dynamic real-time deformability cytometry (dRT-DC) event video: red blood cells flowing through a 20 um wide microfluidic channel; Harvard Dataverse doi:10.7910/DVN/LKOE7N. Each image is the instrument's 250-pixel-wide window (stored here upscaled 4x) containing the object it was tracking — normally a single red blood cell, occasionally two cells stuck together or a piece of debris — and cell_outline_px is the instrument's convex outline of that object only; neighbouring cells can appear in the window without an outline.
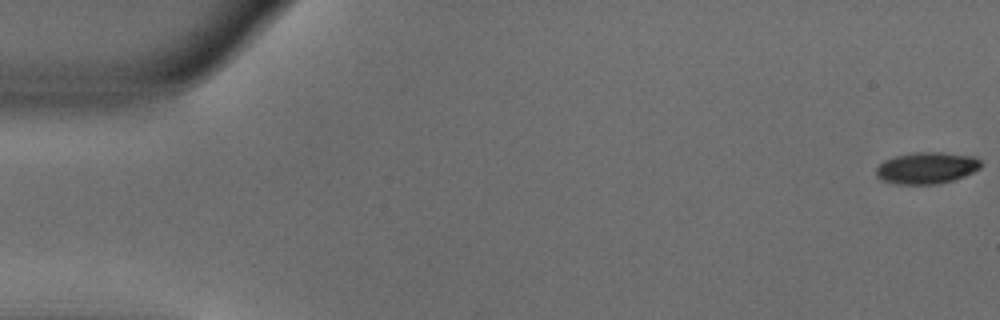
{"species": "common noctule bat (a hibernating species)", "species_latin": "Nyctalus noctula", "temperature_condition": "warm", "stored_images_in_passage": 14, "camera_frame_rate_fps": 3000, "um_per_image_px": 0.085, "animal": {"sex": "male", "body_mass_g": 18.8}, "frame": {"image": 1, "passage_image": 1, "time_ms": 0.0, "image_size_px": [1000, 320], "cell_outline_px": [[980, 168], [964, 176], [940, 184], [896, 184], [884, 180], [876, 176], [876, 168], [884, 160], [896, 156], [916, 152], [944, 152], [976, 156], [980, 160]], "centroid_in_image_um": [78.78, 14.27], "position_along_channel_um": 6.2, "area_um2": 19.31}}
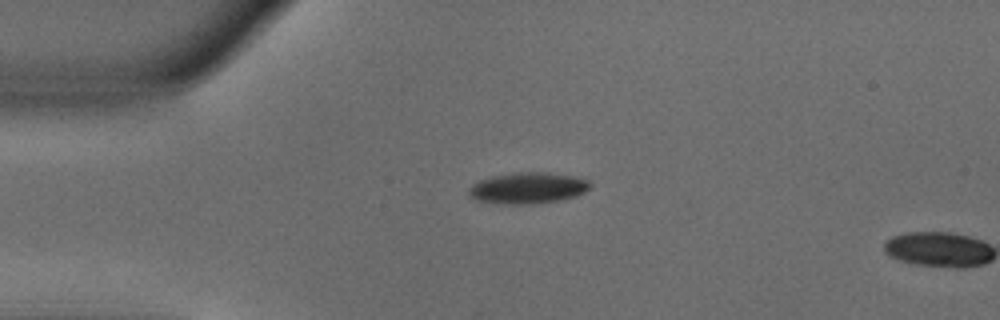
{"frame": {"image": 2, "passage_image": 13, "time_ms": 4.0, "image_size_px": [1000, 320], "cell_outline_px": [[592, 184], [584, 192], [576, 196], [556, 200], [528, 204], [504, 204], [476, 200], [468, 196], [468, 188], [472, 184], [480, 180], [492, 176], [520, 172], [548, 172], [572, 176], [588, 180]], "centroid_in_image_um": [44.83, 15.97], "position_along_channel_um": 40.2, "area_um2": 21.91}}